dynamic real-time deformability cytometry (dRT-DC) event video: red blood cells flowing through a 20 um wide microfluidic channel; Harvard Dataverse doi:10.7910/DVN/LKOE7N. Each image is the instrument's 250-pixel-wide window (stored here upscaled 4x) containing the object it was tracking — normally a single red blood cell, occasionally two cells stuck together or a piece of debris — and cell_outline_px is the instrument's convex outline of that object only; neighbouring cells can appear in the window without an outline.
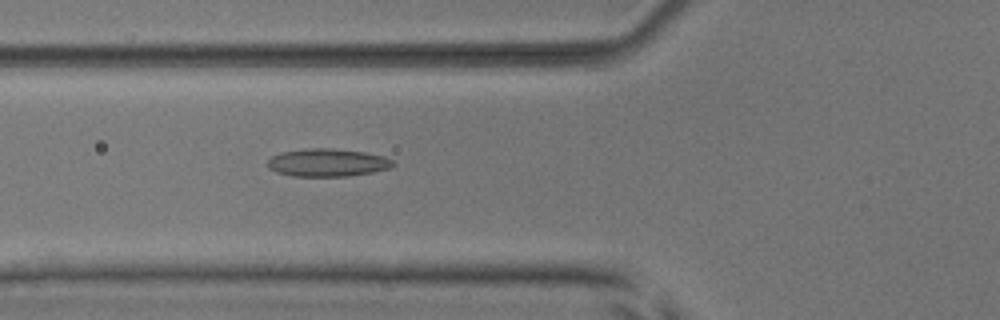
{"species": "common noctule bat (a hibernating species)", "species_latin": "Nyctalus noctula", "temperature_condition": "room temperature", "stored_images_in_passage": 38, "camera_frame_rate_fps": 3000, "um_per_image_px": 0.085, "animal": {"sex": "male", "body_mass_g": 17.9, "forearm_length_mm": 54.2}, "frame": {"image": 1, "passage_image": 5, "time_ms": 1.333, "image_size_px": [1000, 320], "cell_outline_px": [[396, 164], [388, 168], [372, 172], [348, 176], [292, 176], [276, 172], [268, 168], [268, 160], [272, 156], [280, 152], [308, 148], [332, 148], [364, 152], [384, 156], [392, 160]], "centroid_in_image_um": [27.81, 13.82], "position_along_channel_um": 98.0, "area_um2": 20.35}}
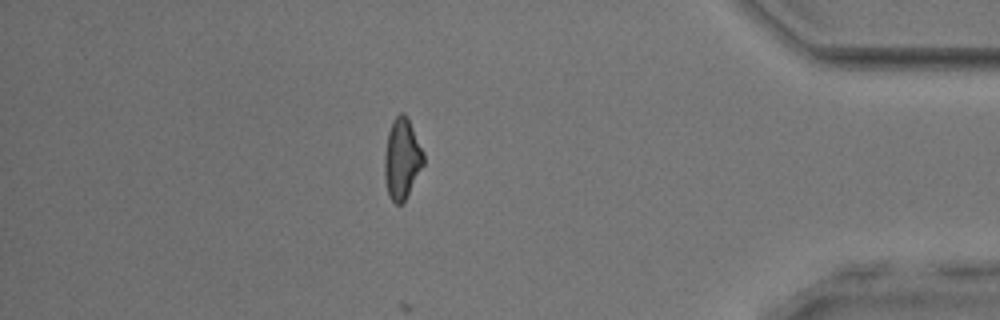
{"frame": {"image": 2, "passage_image": 31, "time_ms": 10.0, "image_size_px": [1000, 320], "cell_outline_px": [[424, 164], [404, 200], [400, 204], [396, 204], [388, 196], [384, 176], [384, 156], [388, 132], [392, 120], [400, 112], [404, 112], [424, 152]], "centroid_in_image_um": [34.15, 13.49], "position_along_channel_um": 401.1, "area_um2": 18.15}}
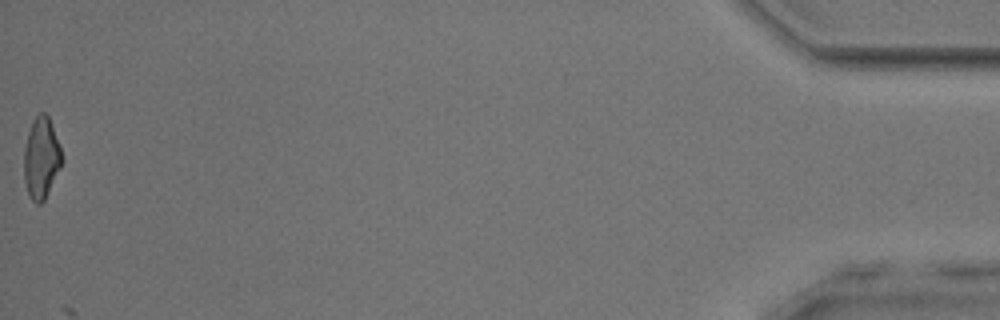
{"frame": {"image": 3, "passage_image": 38, "time_ms": 12.333, "image_size_px": [1000, 320], "cell_outline_px": [[64, 160], [44, 200], [40, 204], [36, 204], [28, 196], [24, 180], [24, 148], [28, 132], [32, 120], [40, 112], [44, 112], [48, 116], [60, 148]], "centroid_in_image_um": [3.49, 13.45], "position_along_channel_um": 431.7, "area_um2": 17.92}}